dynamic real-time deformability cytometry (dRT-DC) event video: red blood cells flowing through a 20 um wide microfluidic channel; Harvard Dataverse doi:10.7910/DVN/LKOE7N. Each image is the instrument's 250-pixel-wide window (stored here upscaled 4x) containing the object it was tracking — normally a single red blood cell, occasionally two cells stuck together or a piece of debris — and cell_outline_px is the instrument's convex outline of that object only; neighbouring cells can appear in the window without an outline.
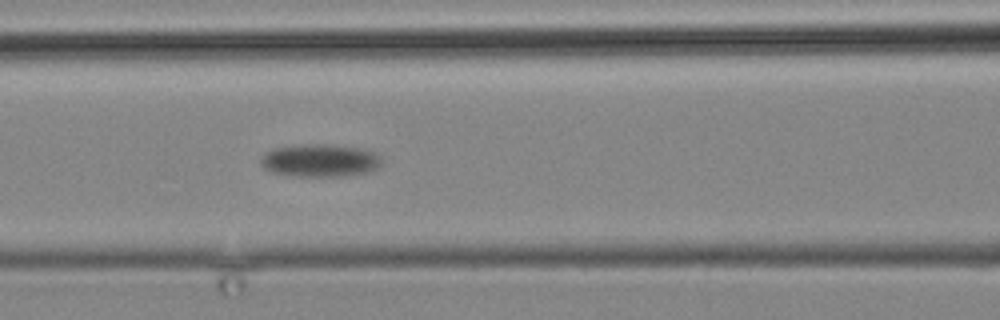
{"species": "common noctule bat (a hibernating species)", "species_latin": "Nyctalus noctula", "temperature_condition": "cold", "stored_images_in_passage": 13, "camera_frame_rate_fps": 3000, "um_per_image_px": 0.085, "animal": {"sex": "male", "body_mass_g": 19.2, "forearm_length_mm": 51.8}, "frame": {"image": 1, "passage_image": 13, "time_ms": 15.333, "image_size_px": [1000, 320], "cell_outline_px": [[380, 164], [372, 172], [344, 176], [296, 176], [272, 172], [264, 168], [260, 164], [260, 156], [264, 152], [272, 148], [308, 144], [324, 144], [356, 148], [376, 152], [380, 156]], "centroid_in_image_um": [27.16, 13.65], "position_along_channel_um": 139.4, "area_um2": 23.12}}